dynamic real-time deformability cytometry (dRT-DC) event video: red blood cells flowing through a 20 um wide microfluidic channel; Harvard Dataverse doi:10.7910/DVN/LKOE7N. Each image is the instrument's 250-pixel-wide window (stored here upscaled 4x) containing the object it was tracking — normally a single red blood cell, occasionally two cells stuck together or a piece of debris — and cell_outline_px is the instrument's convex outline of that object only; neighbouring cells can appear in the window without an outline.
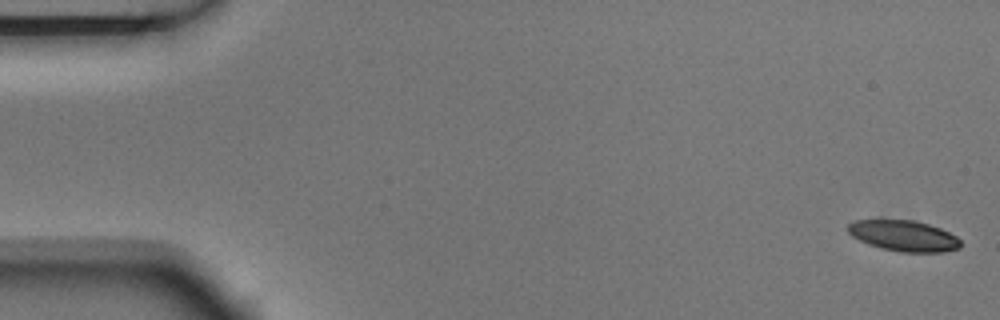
{"species": "Egyptian fruit bat (a non-hibernating species)", "species_latin": "Rousettus aegyptiacus", "temperature_condition": "room temperature", "stored_images_in_passage": 5, "camera_frame_rate_fps": 3000, "um_per_image_px": 0.085, "animal": {"sex": "male"}, "frame": {"image": 1, "passage_image": 1, "time_ms": 0.0, "image_size_px": [1000, 320], "cell_outline_px": [[960, 248], [940, 252], [900, 252], [880, 248], [868, 244], [852, 236], [848, 232], [848, 224], [856, 220], [912, 220], [928, 224], [940, 228], [956, 236], [960, 240]], "centroid_in_image_um": [76.81, 20.05], "position_along_channel_um": 8.2, "area_um2": 20.11}}
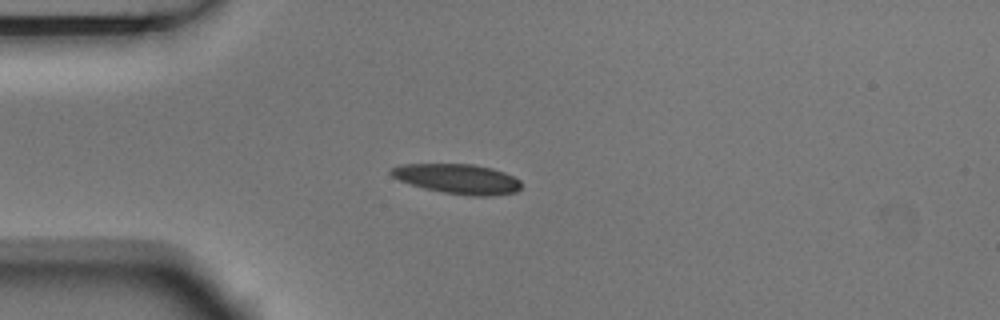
{"frame": {"image": 2, "passage_image": 5, "time_ms": 1.333, "image_size_px": [1000, 320], "cell_outline_px": [[520, 188], [516, 192], [488, 196], [472, 196], [444, 192], [424, 188], [400, 180], [392, 176], [388, 172], [392, 168], [400, 164], [472, 164], [492, 168], [504, 172], [520, 180]], "centroid_in_image_um": [38.9, 15.2], "position_along_channel_um": 46.1, "area_um2": 22.43}}